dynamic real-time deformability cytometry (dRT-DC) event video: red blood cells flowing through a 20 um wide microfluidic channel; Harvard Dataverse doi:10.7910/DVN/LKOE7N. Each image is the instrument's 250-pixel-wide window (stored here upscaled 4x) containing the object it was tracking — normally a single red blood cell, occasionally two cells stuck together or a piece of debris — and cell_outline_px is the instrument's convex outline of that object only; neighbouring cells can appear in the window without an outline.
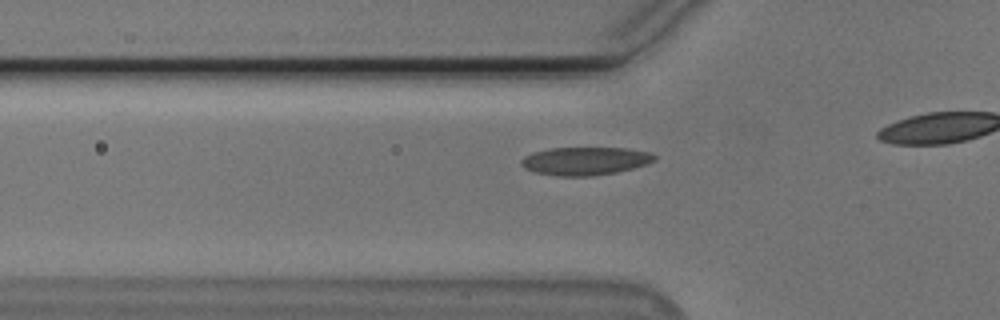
{"species": "Egyptian fruit bat (a non-hibernating species)", "species_latin": "Rousettus aegyptiacus", "temperature_condition": "cold", "stored_images_in_passage": 21, "camera_frame_rate_fps": 3000, "um_per_image_px": 0.085, "animal": {"sex": "male"}, "frame": {"image": 1, "passage_image": 15, "time_ms": 4.667, "image_size_px": [1000, 320], "cell_outline_px": [[656, 160], [648, 164], [616, 172], [592, 176], [556, 176], [536, 172], [524, 168], [520, 164], [520, 160], [524, 156], [532, 152], [548, 148], [628, 148], [652, 152], [656, 156]], "centroid_in_image_um": [49.74, 13.68], "position_along_channel_um": 76.1, "area_um2": 22.02}}
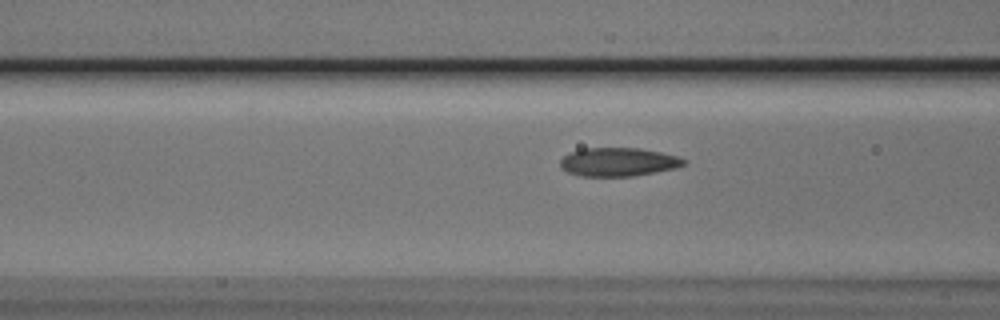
{"frame": {"image": 2, "passage_image": 18, "time_ms": 5.667, "image_size_px": [1000, 320], "cell_outline_px": [[688, 160], [684, 164], [676, 168], [632, 176], [580, 176], [568, 172], [560, 168], [560, 160], [568, 152], [580, 148], [640, 148], [660, 152], [676, 156]], "centroid_in_image_um": [52.51, 13.76], "position_along_channel_um": 114.1, "area_um2": 20.63}}